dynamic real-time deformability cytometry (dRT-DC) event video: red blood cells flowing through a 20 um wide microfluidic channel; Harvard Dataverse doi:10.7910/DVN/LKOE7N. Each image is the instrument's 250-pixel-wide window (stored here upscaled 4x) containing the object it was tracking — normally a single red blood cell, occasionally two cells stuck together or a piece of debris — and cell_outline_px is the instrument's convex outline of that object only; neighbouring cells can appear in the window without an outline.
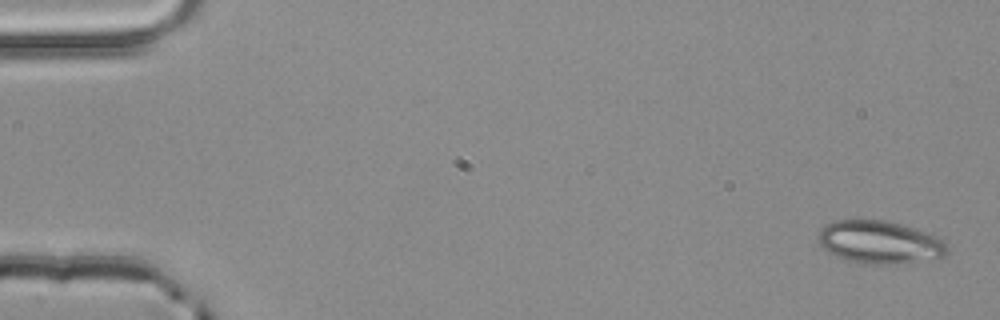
{"species": "common noctule bat (a hibernating species)", "species_latin": "Nyctalus noctula", "temperature_condition": "room temperature", "stored_images_in_passage": 4, "camera_frame_rate_fps": 3000, "um_per_image_px": 0.085, "animal": {"sex": "male", "body_mass_g": 20.4}, "frame": {"image": 1, "passage_image": 1, "time_ms": 0.0, "image_size_px": [1000, 320], "cell_outline_px": [[948, 252], [944, 256], [896, 264], [872, 264], [848, 260], [836, 256], [828, 252], [820, 244], [816, 236], [820, 228], [824, 224], [832, 220], [884, 220], [900, 224], [936, 236], [944, 240], [948, 248]], "centroid_in_image_um": [74.71, 20.57], "position_along_channel_um": 10.3, "area_um2": 32.02}}